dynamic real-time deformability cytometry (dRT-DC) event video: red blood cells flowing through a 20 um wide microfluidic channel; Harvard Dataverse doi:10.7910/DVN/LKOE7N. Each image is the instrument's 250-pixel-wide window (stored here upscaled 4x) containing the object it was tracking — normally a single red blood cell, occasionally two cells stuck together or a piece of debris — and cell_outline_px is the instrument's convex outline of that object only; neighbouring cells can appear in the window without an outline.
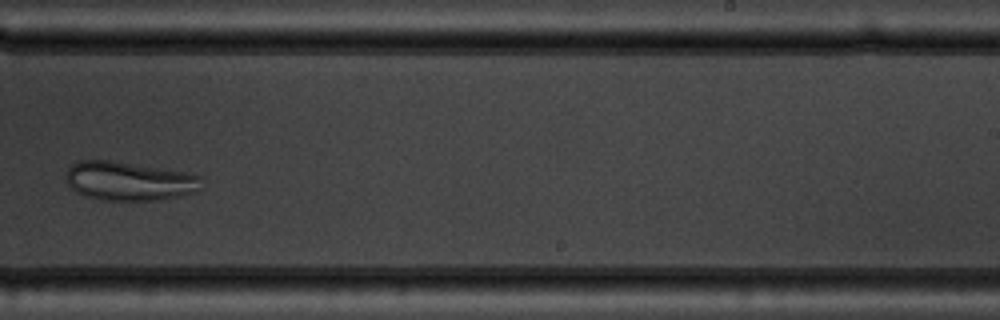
{"species": "common noctule bat (a hibernating species)", "species_latin": "Nyctalus noctula", "temperature_condition": "warm", "stored_images_in_passage": 7, "camera_frame_rate_fps": 3000, "um_per_image_px": 0.085, "animal": {"sex": "male", "body_mass_g": 19.5, "forearm_length_mm": 54.6}, "frame": {"image": 1, "passage_image": 6, "time_ms": 5.667, "image_size_px": [1000, 320], "cell_outline_px": [[200, 188], [192, 192], [180, 196], [160, 200], [100, 200], [84, 196], [76, 192], [68, 184], [68, 168], [72, 164], [80, 160], [108, 160], [188, 172], [200, 176]], "centroid_in_image_um": [10.97, 15.39], "position_along_channel_um": 278.0, "area_um2": 30.52}}